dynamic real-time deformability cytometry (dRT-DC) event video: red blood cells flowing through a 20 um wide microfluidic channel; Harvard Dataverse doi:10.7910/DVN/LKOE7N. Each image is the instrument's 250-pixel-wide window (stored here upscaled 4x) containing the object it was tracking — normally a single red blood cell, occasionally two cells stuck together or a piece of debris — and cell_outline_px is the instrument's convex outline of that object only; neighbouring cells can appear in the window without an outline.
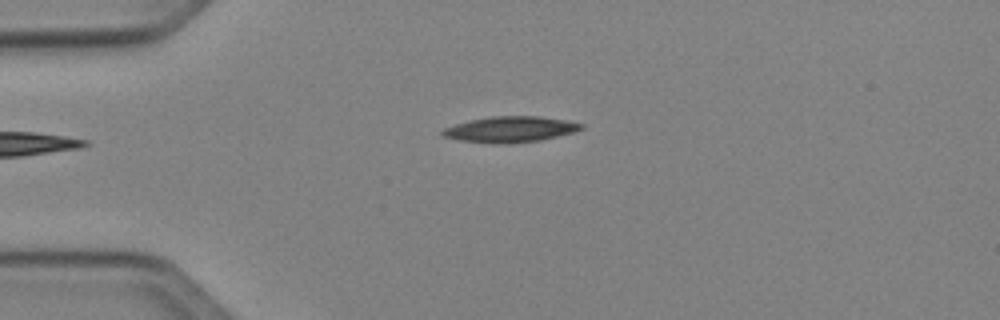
{"species": "Egyptian fruit bat (a non-hibernating species)", "species_latin": "Rousettus aegyptiacus", "temperature_condition": "cold", "stored_images_in_passage": 34, "camera_frame_rate_fps": 3000, "um_per_image_px": 0.085, "animal": {"sex": "female"}, "frame": {"image": 1, "passage_image": 1, "time_ms": 0.0, "image_size_px": [1000, 320], "cell_outline_px": [[584, 128], [572, 132], [540, 140], [500, 144], [460, 140], [440, 136], [440, 132], [444, 128], [456, 124], [472, 120], [492, 116], [540, 116], [564, 120], [584, 124]], "centroid_in_image_um": [43.35, 10.99], "position_along_channel_um": 41.7, "area_um2": 20.58}}
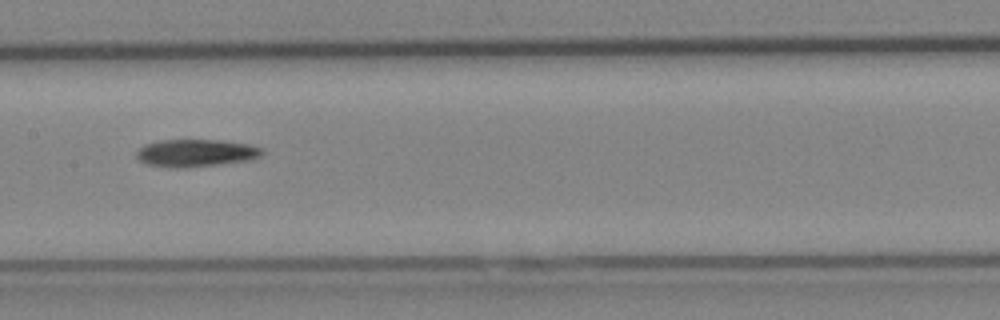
{"frame": {"image": 2, "passage_image": 14, "time_ms": 4.333, "image_size_px": [1000, 320], "cell_outline_px": [[264, 152], [260, 156], [248, 160], [220, 164], [176, 168], [148, 164], [140, 160], [136, 156], [136, 152], [144, 144], [160, 140], [220, 140], [248, 144], [260, 148]], "centroid_in_image_um": [16.63, 12.99], "position_along_channel_um": 190.8, "area_um2": 19.83}}
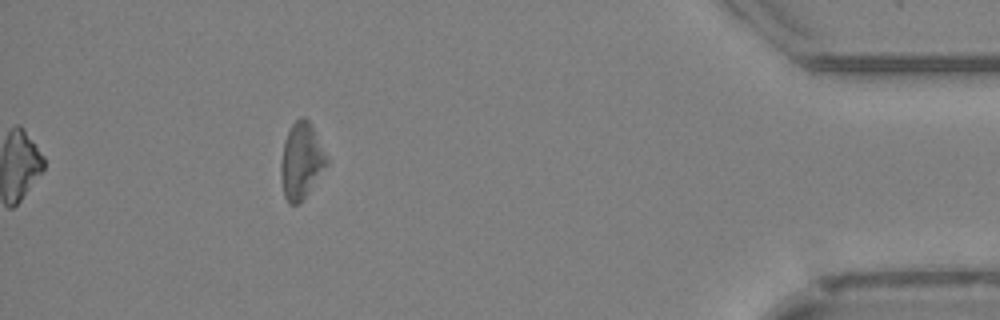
{"frame": {"image": 3, "passage_image": 34, "time_ms": 11.0, "image_size_px": [1000, 320], "cell_outline_px": [[328, 164], [304, 196], [296, 204], [288, 204], [284, 196], [280, 172], [280, 164], [284, 144], [288, 132], [292, 124], [300, 116], [304, 116], [312, 124], [328, 160]], "centroid_in_image_um": [25.6, 13.63], "position_along_channel_um": 409.6, "area_um2": 19.88}, "authors_computed_cell_mechanics": {"area_um2": 19.9699, "velocity_mm_per_s": 4.0687, "shape_relaxation_time_tau1_ms": 3.2181, "shape_relaxation_time_tau2_ms": null, "deformation_change_tau1": 0.0922, "deformation_change_tau2": null}}